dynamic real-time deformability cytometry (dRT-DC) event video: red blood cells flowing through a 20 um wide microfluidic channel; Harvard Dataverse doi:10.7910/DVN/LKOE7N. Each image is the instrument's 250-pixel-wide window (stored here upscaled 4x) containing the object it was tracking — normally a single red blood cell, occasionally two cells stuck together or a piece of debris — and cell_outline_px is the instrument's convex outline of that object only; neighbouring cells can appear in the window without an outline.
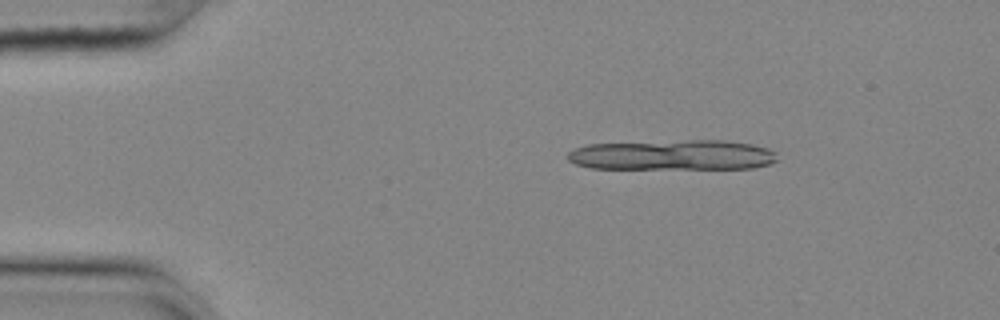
{"species": "common noctule bat (a hibernating species)", "species_latin": "Nyctalus noctula", "temperature_condition": "cold", "stored_images_in_passage": 7, "camera_frame_rate_fps": 3000, "um_per_image_px": 0.085, "animal": {"sex": "female", "body_mass_g": 25.1}, "frame": {"image": 1, "passage_image": 1, "time_ms": 0.0, "image_size_px": [1000, 320], "cell_outline_px": [[776, 160], [768, 164], [752, 168], [588, 168], [576, 164], [568, 160], [568, 152], [576, 148], [588, 144], [688, 140], [724, 140], [752, 144], [768, 148], [776, 152]], "centroid_in_image_um": [57.18, 13.17], "position_along_channel_um": 27.8, "area_um2": 36.76}}